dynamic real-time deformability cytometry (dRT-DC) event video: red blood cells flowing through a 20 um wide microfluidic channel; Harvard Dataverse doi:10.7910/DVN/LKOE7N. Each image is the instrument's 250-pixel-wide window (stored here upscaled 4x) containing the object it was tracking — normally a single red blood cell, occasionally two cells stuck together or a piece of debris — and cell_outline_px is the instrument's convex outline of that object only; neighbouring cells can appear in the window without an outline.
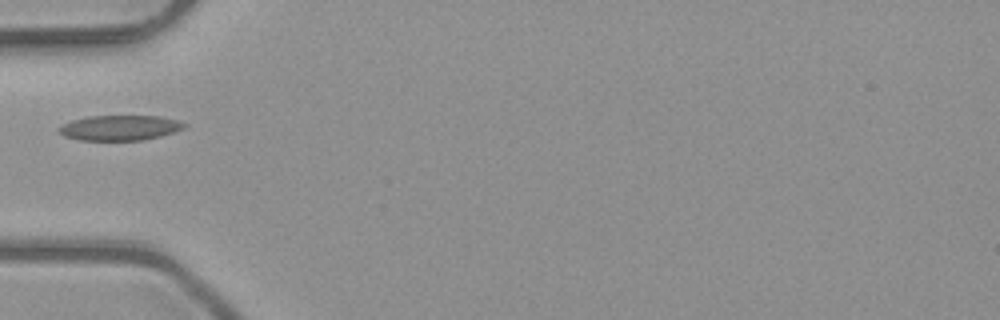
{"species": "common noctule bat (a hibernating species)", "species_latin": "Nyctalus noctula", "temperature_condition": "room temperature", "stored_images_in_passage": 1, "camera_frame_rate_fps": 3000, "um_per_image_px": 0.085, "animal": {"sex": "male", "body_mass_g": 23.1, "forearm_length_mm": 52.7}, "frame": {"image": 1, "passage_image": 1, "time_ms": 0.0, "image_size_px": [1000, 320], "cell_outline_px": [[188, 124], [184, 128], [160, 136], [144, 140], [80, 140], [64, 136], [56, 128], [72, 120], [88, 116], [160, 116], [176, 120]], "centroid_in_image_um": [10.17, 10.86], "position_along_channel_um": 74.8, "area_um2": 18.26}}